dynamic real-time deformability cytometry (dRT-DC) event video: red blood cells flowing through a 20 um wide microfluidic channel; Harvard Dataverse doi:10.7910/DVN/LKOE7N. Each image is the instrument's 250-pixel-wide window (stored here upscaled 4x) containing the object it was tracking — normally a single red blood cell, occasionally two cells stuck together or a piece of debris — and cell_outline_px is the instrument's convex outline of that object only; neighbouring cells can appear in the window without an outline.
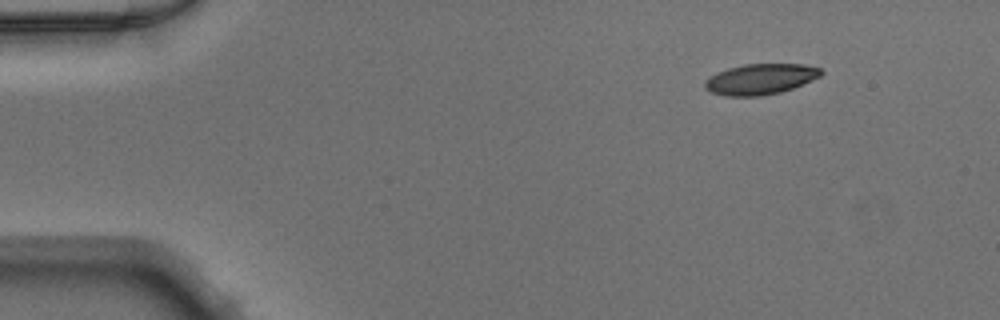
{"species": "Egyptian fruit bat (a non-hibernating species)", "species_latin": "Rousettus aegyptiacus", "temperature_condition": "warm", "stored_images_in_passage": 45, "camera_frame_rate_fps": 3000, "um_per_image_px": 0.085, "animal": {"sex": "male"}, "frame": {"image": 1, "passage_image": 1, "time_ms": 0.0, "image_size_px": [1000, 320], "cell_outline_px": [[824, 72], [820, 76], [812, 80], [792, 88], [780, 92], [760, 96], [724, 96], [712, 92], [704, 88], [704, 80], [716, 72], [728, 68], [744, 64], [804, 64], [820, 68]], "centroid_in_image_um": [64.61, 6.72], "position_along_channel_um": 20.4, "area_um2": 20.81}}
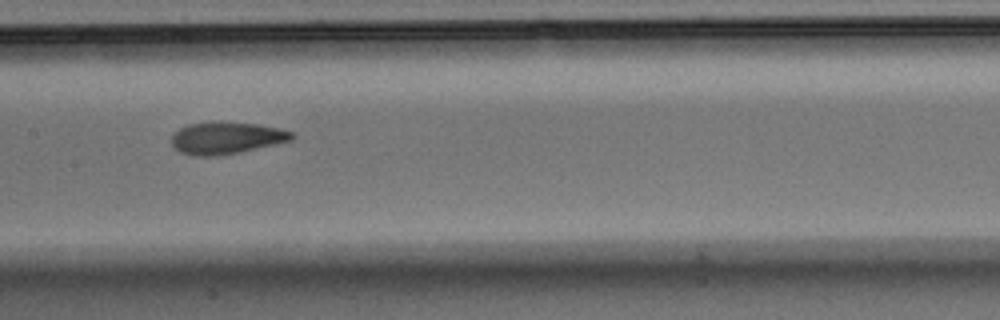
{"frame": {"image": 2, "passage_image": 20, "time_ms": 6.333, "image_size_px": [1000, 320], "cell_outline_px": [[296, 136], [292, 140], [276, 144], [240, 152], [220, 156], [192, 156], [180, 152], [172, 144], [172, 132], [188, 124], [212, 120], [256, 124], [280, 128], [296, 132]], "centroid_in_image_um": [19.25, 11.71], "position_along_channel_um": 188.1, "area_um2": 23.0}}
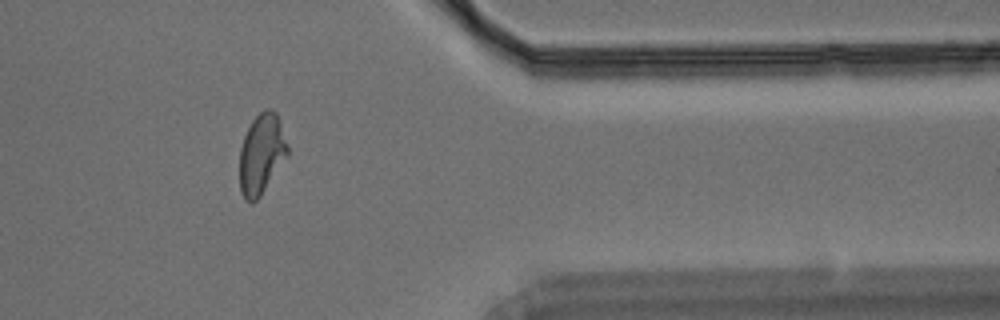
{"frame": {"image": 3, "passage_image": 36, "time_ms": 11.667, "image_size_px": [1000, 320], "cell_outline_px": [[288, 156], [260, 196], [252, 204], [244, 200], [240, 192], [240, 148], [244, 136], [252, 120], [264, 108], [272, 108], [276, 112], [280, 120], [288, 148]], "centroid_in_image_um": [22.23, 13.09], "position_along_channel_um": 389.2, "area_um2": 22.6}}